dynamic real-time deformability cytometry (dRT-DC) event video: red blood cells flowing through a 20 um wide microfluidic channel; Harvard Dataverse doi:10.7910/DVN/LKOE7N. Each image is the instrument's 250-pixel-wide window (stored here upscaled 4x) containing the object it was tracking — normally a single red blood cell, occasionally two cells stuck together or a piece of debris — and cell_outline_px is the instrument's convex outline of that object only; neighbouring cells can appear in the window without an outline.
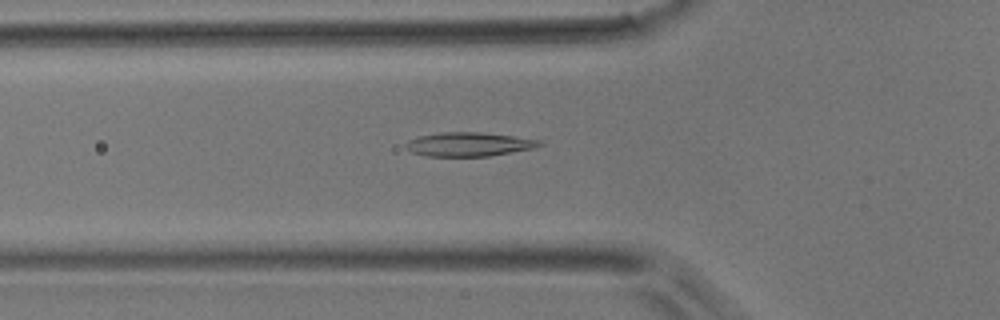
{"species": "common noctule bat (a hibernating species)", "species_latin": "Nyctalus noctula", "temperature_condition": "room temperature", "stored_images_in_passage": 41, "camera_frame_rate_fps": 3000, "um_per_image_px": 0.085, "animal": {"sex": "male", "body_mass_g": 17.9}, "frame": {"image": 1, "passage_image": 8, "time_ms": 2.333, "image_size_px": [1000, 320], "cell_outline_px": [[544, 144], [532, 148], [512, 152], [488, 156], [428, 156], [412, 152], [404, 148], [404, 144], [408, 140], [420, 136], [440, 132], [480, 132], [512, 136], [540, 140]], "centroid_in_image_um": [39.81, 12.26], "position_along_channel_um": 86.0, "area_um2": 18.55}}
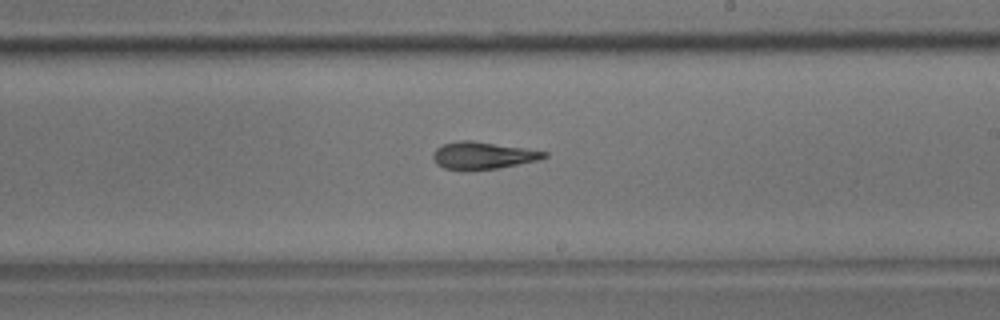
{"frame": {"image": 2, "passage_image": 20, "time_ms": 6.333, "image_size_px": [1000, 320], "cell_outline_px": [[548, 156], [540, 160], [496, 168], [464, 172], [444, 168], [436, 164], [432, 156], [436, 148], [444, 144], [456, 140], [472, 140], [524, 148], [548, 152]], "centroid_in_image_um": [41.01, 13.23], "position_along_channel_um": 248.0, "area_um2": 17.92}}
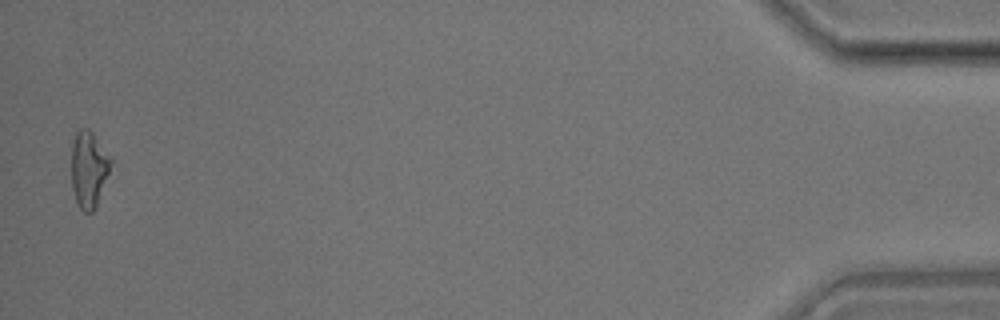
{"frame": {"image": 3, "passage_image": 40, "time_ms": 13.0, "image_size_px": [1000, 320], "cell_outline_px": [[112, 160], [96, 208], [92, 212], [84, 212], [76, 204], [72, 188], [72, 144], [76, 132], [80, 128], [88, 128], [92, 132]], "centroid_in_image_um": [7.52, 14.4], "position_along_channel_um": 427.7, "area_um2": 17.28}}